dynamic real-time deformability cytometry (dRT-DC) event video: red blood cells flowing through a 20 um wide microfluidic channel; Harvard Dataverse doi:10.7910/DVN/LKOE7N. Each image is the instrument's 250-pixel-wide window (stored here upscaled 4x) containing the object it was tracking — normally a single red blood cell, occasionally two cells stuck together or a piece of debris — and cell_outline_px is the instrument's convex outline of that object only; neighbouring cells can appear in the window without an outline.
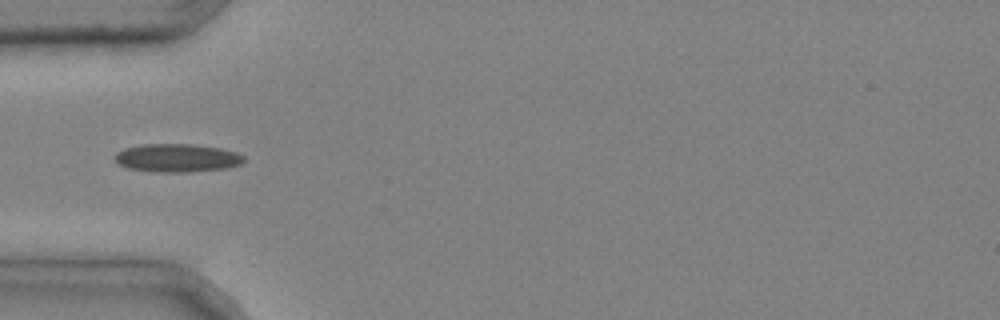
{"species": "common noctule bat (a hibernating species)", "species_latin": "Nyctalus noctula", "temperature_condition": "cold", "stored_images_in_passage": 7, "camera_frame_rate_fps": 3000, "um_per_image_px": 0.085, "animal": {"sex": "male", "body_mass_g": 20.4}, "frame": {"image": 1, "passage_image": 5, "time_ms": 1.333, "image_size_px": [1000, 320], "cell_outline_px": [[244, 160], [240, 164], [224, 168], [188, 172], [152, 172], [128, 168], [120, 164], [112, 156], [116, 152], [124, 148], [144, 144], [192, 144], [220, 148], [236, 152], [244, 156]], "centroid_in_image_um": [15.01, 13.42], "position_along_channel_um": 70.0, "area_um2": 21.21}}